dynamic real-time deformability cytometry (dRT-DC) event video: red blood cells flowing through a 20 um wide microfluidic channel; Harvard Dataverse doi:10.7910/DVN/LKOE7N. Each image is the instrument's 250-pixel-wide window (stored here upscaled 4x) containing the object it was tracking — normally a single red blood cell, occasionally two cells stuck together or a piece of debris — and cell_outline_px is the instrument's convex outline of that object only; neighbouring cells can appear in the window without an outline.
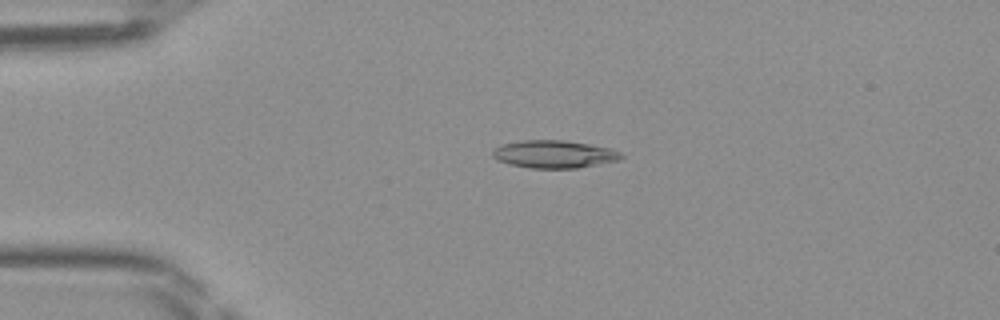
{"species": "Egyptian fruit bat (a non-hibernating species)", "species_latin": "Rousettus aegyptiacus", "temperature_condition": "room temperature", "stored_images_in_passage": 19, "camera_frame_rate_fps": 3000, "um_per_image_px": 0.085, "frame": {"image": 1, "passage_image": 7, "time_ms": 2.0, "image_size_px": [1000, 320], "cell_outline_px": [[624, 156], [620, 160], [576, 168], [528, 168], [508, 164], [496, 160], [492, 156], [492, 152], [500, 144], [520, 140], [564, 140], [588, 144], [608, 148], [620, 152]], "centroid_in_image_um": [47.05, 13.1], "position_along_channel_um": 37.9, "area_um2": 20.81}}
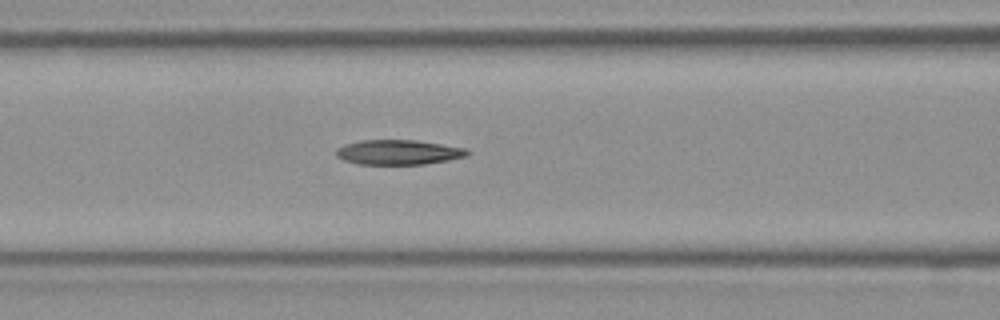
{"frame": {"image": 2, "passage_image": 16, "time_ms": 5.0, "image_size_px": [1000, 320], "cell_outline_px": [[472, 152], [468, 156], [448, 160], [424, 164], [356, 164], [344, 160], [336, 156], [336, 148], [344, 144], [360, 140], [416, 140], [464, 148]], "centroid_in_image_um": [33.85, 12.94], "position_along_channel_um": 132.8, "area_um2": 19.02}}
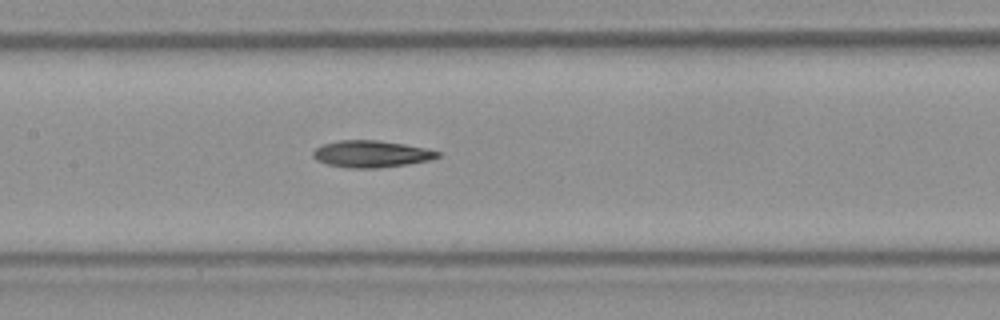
{"frame": {"image": 3, "passage_image": 19, "time_ms": 6.0, "image_size_px": [1000, 320], "cell_outline_px": [[440, 156], [432, 160], [408, 164], [380, 168], [348, 168], [328, 164], [316, 160], [312, 156], [312, 152], [320, 144], [340, 140], [376, 140], [404, 144], [428, 148], [440, 152]], "centroid_in_image_um": [31.56, 13.08], "position_along_channel_um": 175.8, "area_um2": 19.71}}